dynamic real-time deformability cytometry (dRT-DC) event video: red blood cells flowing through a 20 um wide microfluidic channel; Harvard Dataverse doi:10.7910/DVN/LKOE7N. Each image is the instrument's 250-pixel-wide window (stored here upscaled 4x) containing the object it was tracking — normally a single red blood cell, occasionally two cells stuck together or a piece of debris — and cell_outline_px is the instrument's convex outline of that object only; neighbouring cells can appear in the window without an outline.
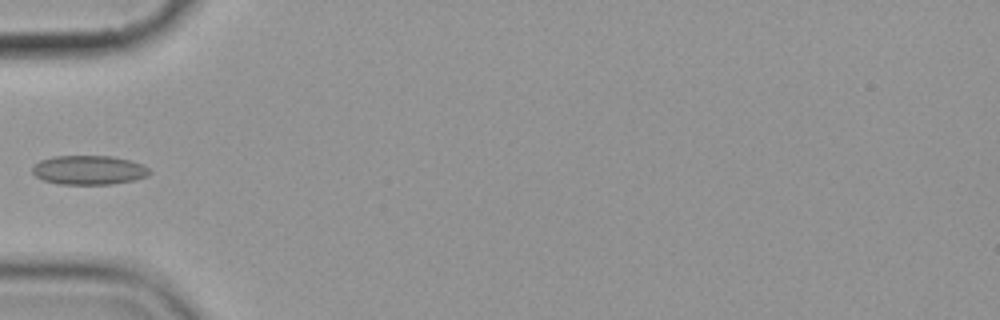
{"species": "common noctule bat (a hibernating species)", "species_latin": "Nyctalus noctula", "temperature_condition": "cold", "stored_images_in_passage": 4, "camera_frame_rate_fps": 3000, "um_per_image_px": 0.085, "animal": {"sex": "female", "body_mass_g": 19.9}, "frame": {"image": 1, "passage_image": 4, "time_ms": 3.333, "image_size_px": [1000, 320], "cell_outline_px": [[152, 172], [148, 176], [136, 180], [112, 184], [60, 184], [44, 180], [36, 176], [32, 172], [32, 168], [40, 160], [52, 156], [112, 156], [144, 164]], "centroid_in_image_um": [7.59, 14.45], "position_along_channel_um": 77.4, "area_um2": 20.0}}